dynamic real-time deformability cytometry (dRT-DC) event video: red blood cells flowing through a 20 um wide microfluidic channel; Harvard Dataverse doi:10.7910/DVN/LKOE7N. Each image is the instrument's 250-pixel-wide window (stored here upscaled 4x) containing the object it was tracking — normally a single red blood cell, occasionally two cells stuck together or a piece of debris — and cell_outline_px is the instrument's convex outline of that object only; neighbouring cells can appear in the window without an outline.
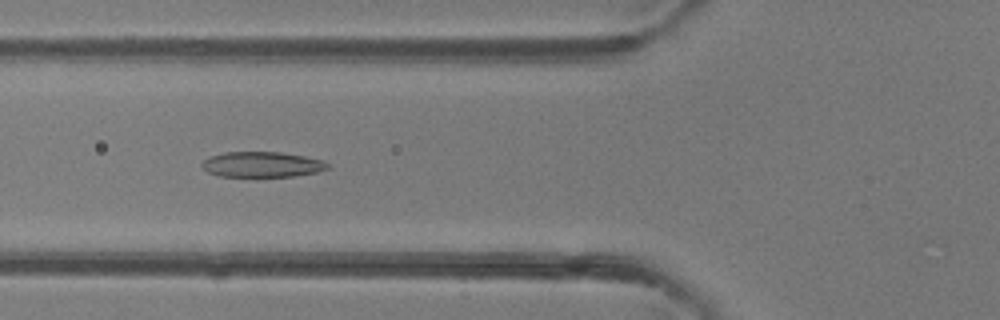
{"species": "common noctule bat (a hibernating species)", "species_latin": "Nyctalus noctula", "temperature_condition": "room temperature", "stored_images_in_passage": 46, "camera_frame_rate_fps": 3000, "um_per_image_px": 0.085, "animal": {"sex": "female"}, "frame": {"image": 1, "passage_image": 17, "time_ms": 5.333, "image_size_px": [1000, 320], "cell_outline_px": [[332, 164], [328, 168], [316, 172], [292, 176], [220, 176], [208, 172], [200, 164], [208, 156], [224, 152], [280, 152], [304, 156], [320, 160]], "centroid_in_image_um": [22.25, 13.97], "position_along_channel_um": 103.6, "area_um2": 18.5}}
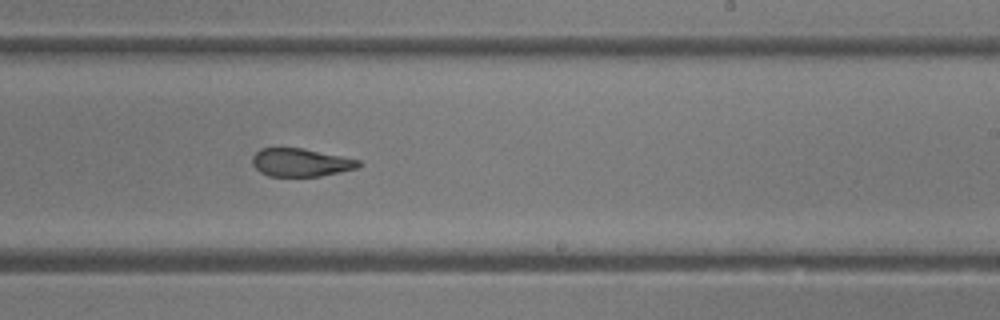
{"frame": {"image": 2, "passage_image": 28, "time_ms": 9.0, "image_size_px": [1000, 320], "cell_outline_px": [[364, 164], [356, 168], [320, 176], [268, 176], [260, 172], [252, 164], [252, 156], [260, 148], [304, 148], [360, 160]], "centroid_in_image_um": [25.55, 13.8], "position_along_channel_um": 263.4, "area_um2": 17.4}}
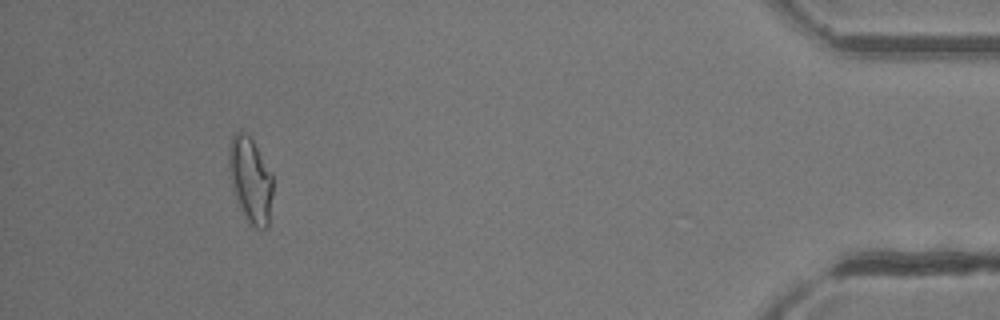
{"frame": {"image": 3, "passage_image": 43, "time_ms": 14.0, "image_size_px": [1000, 320], "cell_outline_px": [[272, 192], [268, 228], [256, 228], [244, 216], [240, 208], [232, 188], [228, 168], [228, 148], [232, 136], [236, 132], [244, 132], [252, 140], [272, 172]], "centroid_in_image_um": [21.27, 15.28], "position_along_channel_um": 413.9, "area_um2": 21.79}, "authors_computed_cell_mechanics": {"area_um2": 19.8832, "velocity_mm_per_s": 4.3526, "shape_relaxation_time_tau1_ms": null, "shape_relaxation_time_tau2_ms": 2.2244, "deformation_change_tau1": null, "deformation_change_tau2": 0.1101}}